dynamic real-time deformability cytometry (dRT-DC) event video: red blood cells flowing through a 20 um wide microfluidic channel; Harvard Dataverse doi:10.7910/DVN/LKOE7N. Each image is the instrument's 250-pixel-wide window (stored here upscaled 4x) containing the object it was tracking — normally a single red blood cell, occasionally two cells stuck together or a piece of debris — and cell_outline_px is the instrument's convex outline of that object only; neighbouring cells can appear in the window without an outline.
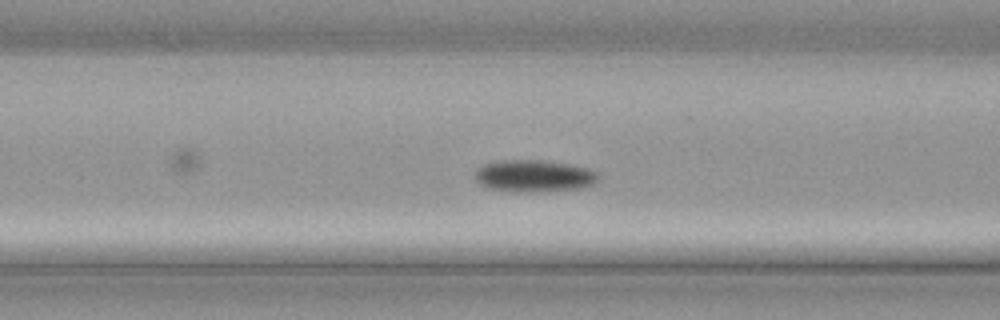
{"species": "common noctule bat (a hibernating species)", "species_latin": "Nyctalus noctula", "temperature_condition": "cold", "stored_images_in_passage": 39, "camera_frame_rate_fps": 3000, "um_per_image_px": 0.085, "animal": {"sex": "male", "body_mass_g": 21.5, "forearm_length_mm": 52.0}, "frame": {"image": 1, "passage_image": 15, "time_ms": 4.667, "image_size_px": [1000, 320], "cell_outline_px": [[600, 176], [592, 184], [580, 188], [536, 192], [532, 192], [492, 188], [480, 184], [472, 176], [476, 168], [484, 164], [496, 160], [544, 160], [572, 164], [588, 168], [596, 172]], "centroid_in_image_um": [45.37, 14.92], "position_along_channel_um": 121.2, "area_um2": 23.0}}
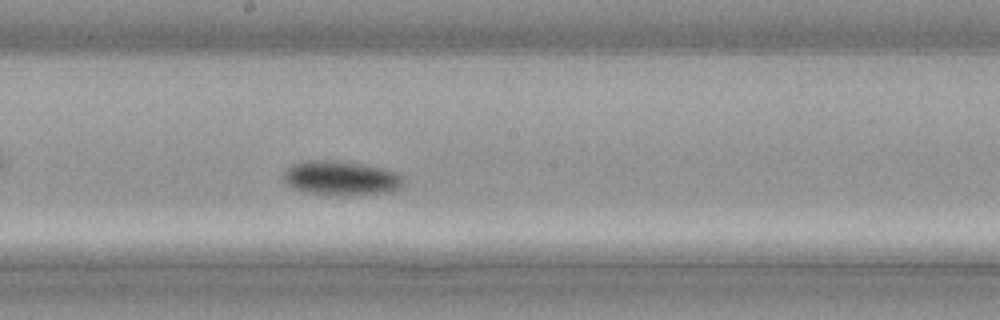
{"frame": {"image": 2, "passage_image": 22, "time_ms": 7.0, "image_size_px": [1000, 320], "cell_outline_px": [[404, 184], [400, 188], [392, 192], [348, 196], [324, 196], [300, 192], [292, 188], [284, 180], [284, 172], [292, 164], [308, 160], [332, 160], [364, 164], [384, 168], [396, 172], [404, 176]], "centroid_in_image_um": [29.01, 15.17], "position_along_channel_um": 219.2, "area_um2": 24.85}}
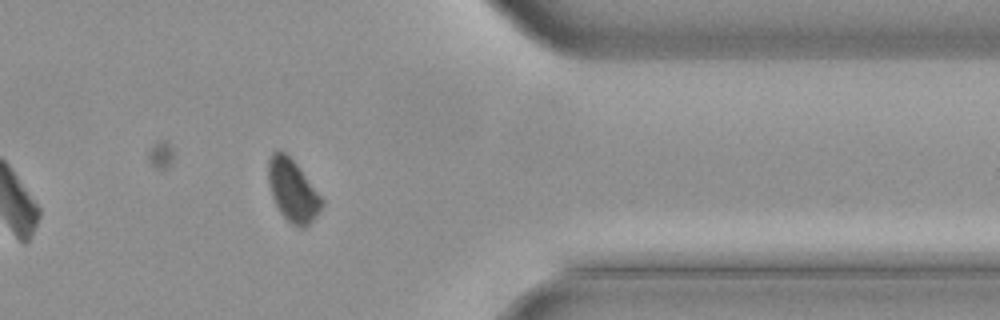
{"frame": {"image": 3, "passage_image": 35, "time_ms": 11.333, "image_size_px": [1000, 320], "cell_outline_px": [[324, 204], [320, 212], [304, 228], [296, 228], [280, 212], [272, 196], [268, 180], [268, 160], [272, 152], [276, 148], [280, 148], [296, 164], [324, 200]], "centroid_in_image_um": [24.87, 16.19], "position_along_channel_um": 386.5, "area_um2": 19.31}}